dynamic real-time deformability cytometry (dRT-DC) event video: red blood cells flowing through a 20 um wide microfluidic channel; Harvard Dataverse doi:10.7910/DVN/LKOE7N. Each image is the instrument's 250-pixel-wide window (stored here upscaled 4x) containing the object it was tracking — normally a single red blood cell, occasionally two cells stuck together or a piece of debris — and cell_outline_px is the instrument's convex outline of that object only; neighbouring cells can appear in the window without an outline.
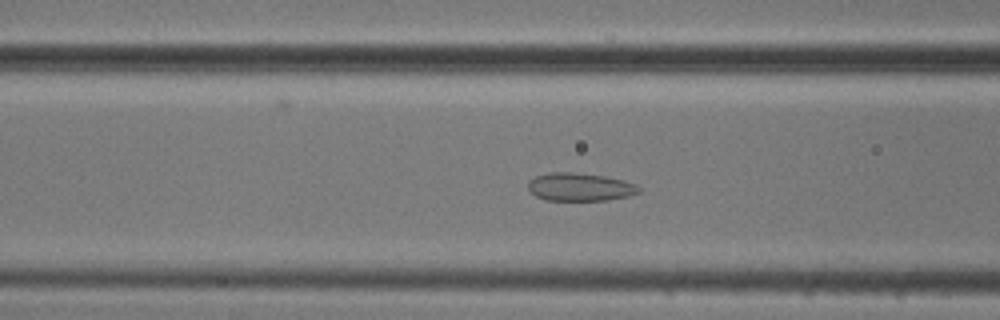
{"species": "common noctule bat (a hibernating species)", "species_latin": "Nyctalus noctula", "temperature_condition": "cold", "stored_images_in_passage": 53, "camera_frame_rate_fps": 3000, "um_per_image_px": 0.085, "animal": {"sex": "male", "body_mass_g": 20.5, "forearm_length_mm": 52.5}, "frame": {"image": 1, "passage_image": 20, "time_ms": 6.333, "image_size_px": [1000, 320], "cell_outline_px": [[640, 192], [628, 196], [608, 200], [544, 200], [536, 196], [528, 188], [528, 180], [536, 176], [552, 172], [572, 172], [604, 176], [624, 180], [636, 184], [640, 188]], "centroid_in_image_um": [49.3, 15.89], "position_along_channel_um": 117.3, "area_um2": 18.09}}
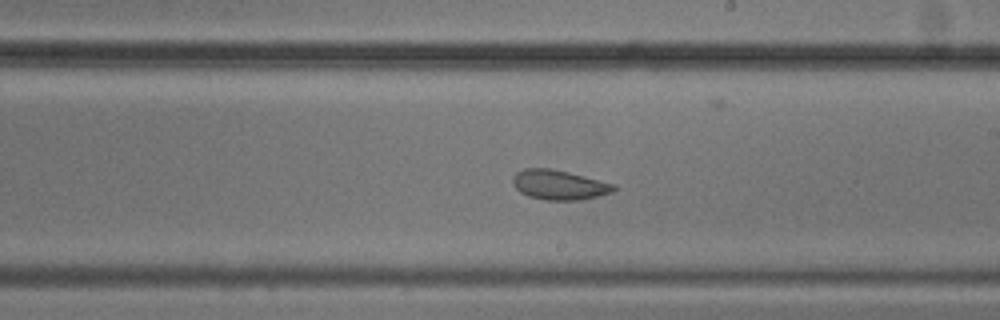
{"frame": {"image": 2, "passage_image": 30, "time_ms": 9.667, "image_size_px": [1000, 320], "cell_outline_px": [[616, 188], [612, 192], [580, 200], [544, 200], [528, 196], [520, 192], [512, 184], [512, 176], [516, 172], [524, 168], [548, 168], [568, 172], [616, 184]], "centroid_in_image_um": [47.49, 15.71], "position_along_channel_um": 241.5, "area_um2": 17.51}}
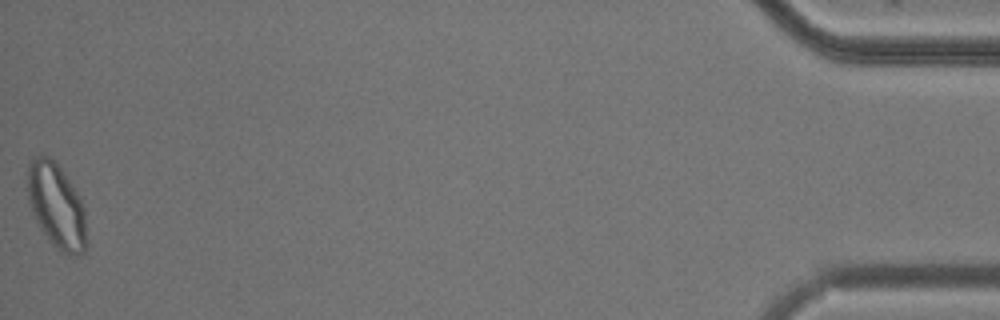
{"frame": {"image": 3, "passage_image": 53, "time_ms": 17.333, "image_size_px": [1000, 320], "cell_outline_px": [[88, 244], [84, 252], [80, 256], [76, 256], [60, 252], [48, 240], [36, 220], [28, 200], [28, 160], [36, 156], [48, 156], [56, 160], [80, 196], [84, 208]], "centroid_in_image_um": [4.83, 17.51], "position_along_channel_um": 430.4, "area_um2": 29.65}, "authors_computed_cell_mechanics": {"area_um2": 21.097, "velocity_mm_per_s": 3.7248, "shape_relaxation_time_tau1_ms": 4.7524, "shape_relaxation_time_tau2_ms": 2.2207, "deformation_change_tau1": 0.1082, "deformation_change_tau2": 0.0744}}